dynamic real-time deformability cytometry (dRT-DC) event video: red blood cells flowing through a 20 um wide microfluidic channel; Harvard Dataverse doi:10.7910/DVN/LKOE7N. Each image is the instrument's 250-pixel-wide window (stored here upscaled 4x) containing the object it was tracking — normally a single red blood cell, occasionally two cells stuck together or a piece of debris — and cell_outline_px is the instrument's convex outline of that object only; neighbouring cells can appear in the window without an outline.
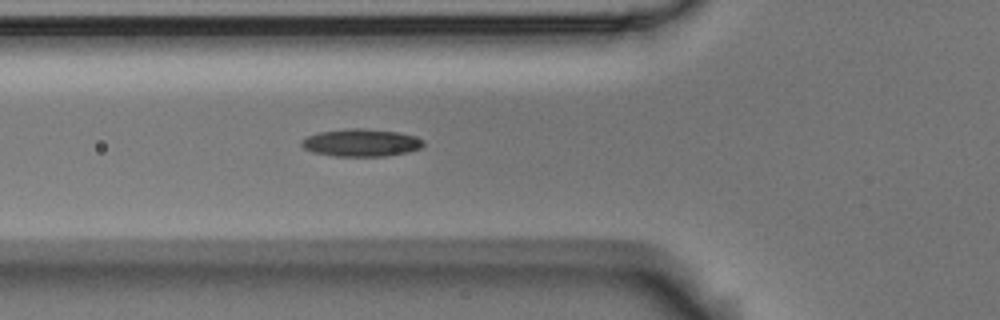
{"species": "Egyptian fruit bat (a non-hibernating species)", "species_latin": "Rousettus aegyptiacus", "temperature_condition": "room temperature", "stored_images_in_passage": 5, "camera_frame_rate_fps": 3000, "um_per_image_px": 0.085, "animal": {"sex": "male"}, "frame": {"image": 1, "passage_image": 5, "time_ms": 1.333, "image_size_px": [1000, 320], "cell_outline_px": [[424, 144], [420, 148], [408, 152], [388, 156], [336, 156], [312, 152], [304, 148], [300, 144], [300, 140], [308, 136], [320, 132], [348, 128], [364, 128], [400, 132], [416, 136], [424, 140]], "centroid_in_image_um": [30.71, 12.12], "position_along_channel_um": 95.1, "area_um2": 19.71}}